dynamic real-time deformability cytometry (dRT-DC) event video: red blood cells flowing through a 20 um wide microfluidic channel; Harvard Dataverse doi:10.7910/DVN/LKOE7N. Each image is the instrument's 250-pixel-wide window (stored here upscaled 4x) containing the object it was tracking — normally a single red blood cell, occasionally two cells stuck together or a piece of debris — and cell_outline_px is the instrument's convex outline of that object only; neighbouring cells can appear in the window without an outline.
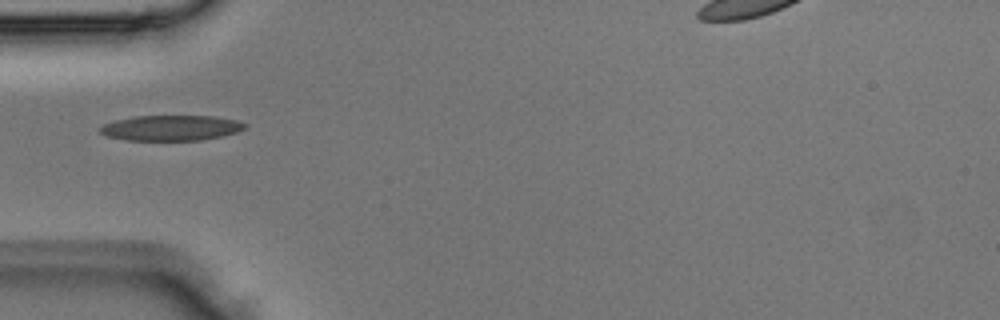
{"species": "Egyptian fruit bat (a non-hibernating species)", "species_latin": "Rousettus aegyptiacus", "temperature_condition": "room temperature", "stored_images_in_passage": 2, "camera_frame_rate_fps": 3000, "um_per_image_px": 0.085, "animal": {"sex": "male"}, "frame": {"image": 1, "passage_image": 2, "time_ms": 0.333, "image_size_px": [1000, 320], "cell_outline_px": [[248, 124], [244, 128], [236, 132], [220, 136], [200, 140], [128, 140], [104, 136], [96, 128], [104, 124], [116, 120], [132, 116], [212, 116], [236, 120]], "centroid_in_image_um": [14.47, 10.87], "position_along_channel_um": 70.5, "area_um2": 21.39}}